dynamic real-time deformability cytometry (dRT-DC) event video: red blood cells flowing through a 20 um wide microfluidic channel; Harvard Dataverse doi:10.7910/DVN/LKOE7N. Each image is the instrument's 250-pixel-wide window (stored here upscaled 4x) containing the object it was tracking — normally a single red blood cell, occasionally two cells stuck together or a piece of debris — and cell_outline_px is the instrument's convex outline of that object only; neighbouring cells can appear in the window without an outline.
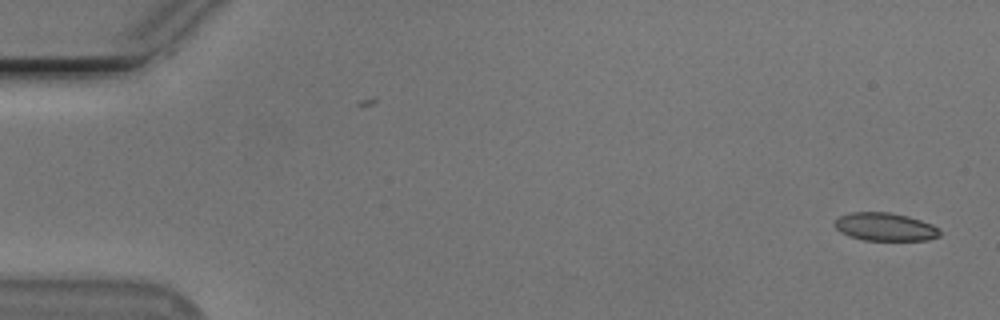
{"species": "Egyptian fruit bat (a non-hibernating species)", "species_latin": "Rousettus aegyptiacus", "temperature_condition": "cold", "stored_images_in_passage": 7, "camera_frame_rate_fps": 3000, "um_per_image_px": 0.085, "animal": {"sex": "male"}, "frame": {"image": 1, "passage_image": 1, "time_ms": 0.0, "image_size_px": [1000, 320], "cell_outline_px": [[940, 236], [928, 240], [864, 240], [848, 236], [840, 232], [832, 224], [840, 216], [852, 212], [888, 212], [908, 216], [932, 224], [940, 232]], "centroid_in_image_um": [75.2, 19.28], "position_along_channel_um": 9.8, "area_um2": 17.17}}